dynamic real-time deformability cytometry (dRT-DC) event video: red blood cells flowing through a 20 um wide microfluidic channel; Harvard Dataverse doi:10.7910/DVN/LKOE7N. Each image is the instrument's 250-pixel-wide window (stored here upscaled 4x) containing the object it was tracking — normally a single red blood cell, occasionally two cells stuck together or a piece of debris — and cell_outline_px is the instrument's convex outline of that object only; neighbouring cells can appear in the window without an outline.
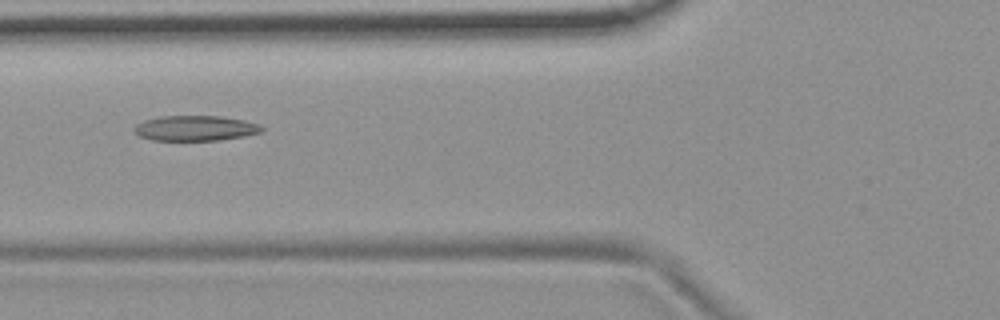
{"species": "common noctule bat (a hibernating species)", "species_latin": "Nyctalus noctula", "temperature_condition": "room temperature", "stored_images_in_passage": 10, "camera_frame_rate_fps": 3000, "um_per_image_px": 0.085, "animal": {"sex": "female", "body_mass_g": 19.9}, "frame": {"image": 1, "passage_image": 6, "time_ms": 5.667, "image_size_px": [1000, 320], "cell_outline_px": [[264, 128], [260, 132], [244, 136], [220, 140], [152, 140], [140, 136], [132, 128], [136, 124], [144, 120], [160, 116], [220, 116], [244, 120], [260, 124]], "centroid_in_image_um": [16.6, 10.89], "position_along_channel_um": 109.2, "area_um2": 18.73}}
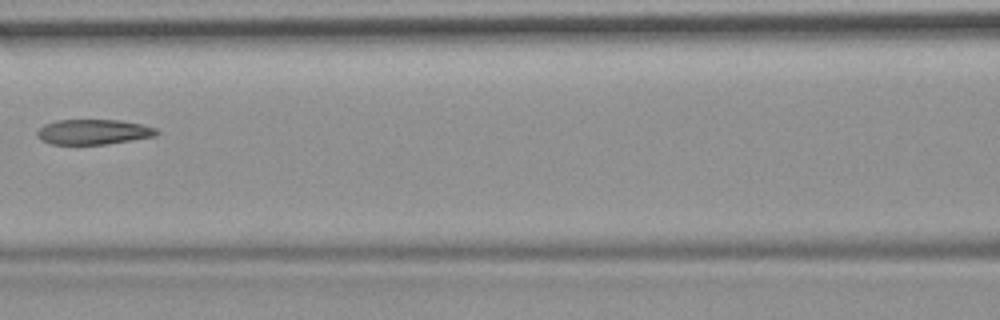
{"frame": {"image": 2, "passage_image": 7, "time_ms": 7.0, "image_size_px": [1000, 320], "cell_outline_px": [[160, 132], [156, 136], [108, 144], [52, 144], [40, 140], [36, 136], [36, 132], [44, 124], [56, 120], [120, 120], [140, 124], [156, 128]], "centroid_in_image_um": [7.93, 11.21], "position_along_channel_um": 158.7, "area_um2": 17.57}}